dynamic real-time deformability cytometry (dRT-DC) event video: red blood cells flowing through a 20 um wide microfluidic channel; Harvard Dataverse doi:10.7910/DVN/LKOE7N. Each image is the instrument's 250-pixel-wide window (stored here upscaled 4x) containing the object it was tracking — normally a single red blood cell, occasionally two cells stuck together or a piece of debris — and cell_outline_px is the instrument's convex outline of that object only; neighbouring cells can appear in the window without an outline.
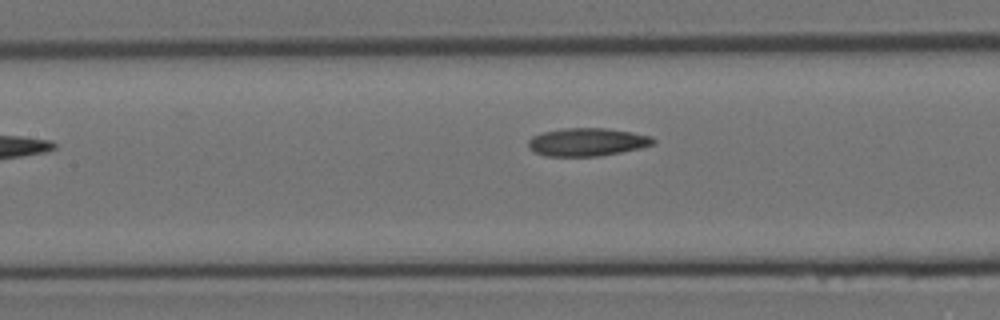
{"species": "Egyptian fruit bat (a non-hibernating species)", "species_latin": "Rousettus aegyptiacus", "temperature_condition": "room temperature", "stored_images_in_passage": 9, "segment_of_instrument_passage": [2, 2], "camera_frame_rate_fps": 3000, "um_per_image_px": 0.085, "animal": {"sex": "female"}, "frame": {"image": 1, "passage_image": 9, "time_ms": 2.667, "image_size_px": [1000, 320], "cell_outline_px": [[656, 144], [640, 148], [600, 156], [544, 156], [528, 148], [528, 140], [532, 136], [544, 132], [564, 128], [604, 128], [632, 132], [652, 136], [656, 140]], "centroid_in_image_um": [49.93, 12.07], "position_along_channel_um": 157.5, "area_um2": 20.46}}